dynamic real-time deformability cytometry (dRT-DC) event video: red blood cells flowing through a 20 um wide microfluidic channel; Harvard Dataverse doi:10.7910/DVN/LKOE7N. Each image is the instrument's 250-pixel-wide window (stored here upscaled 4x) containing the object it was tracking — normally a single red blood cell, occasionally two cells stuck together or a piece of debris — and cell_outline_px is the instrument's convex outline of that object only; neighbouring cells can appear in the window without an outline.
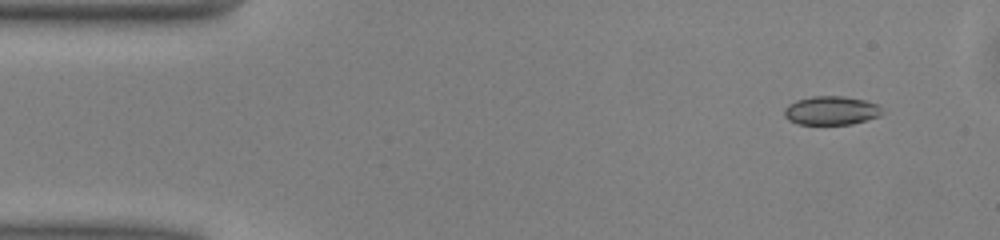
{"species": "common noctule bat (a hibernating species)", "species_latin": "Nyctalus noctula", "temperature_condition": "warm", "stored_images_in_passage": 47, "camera_frame_rate_fps": 3000, "um_per_image_px": 0.085, "animal": {"sex": "male", "body_mass_g": 13.0, "forearm_length_mm": 53.1}, "frame": {"image": 1, "passage_image": 1, "time_ms": 0.0, "image_size_px": [1000, 240], "cell_outline_px": [[880, 116], [852, 124], [796, 124], [788, 120], [784, 116], [784, 108], [788, 104], [796, 100], [812, 96], [844, 96], [864, 100], [880, 104]], "centroid_in_image_um": [70.62, 9.39], "position_along_channel_um": 14.4, "area_um2": 16.47}}
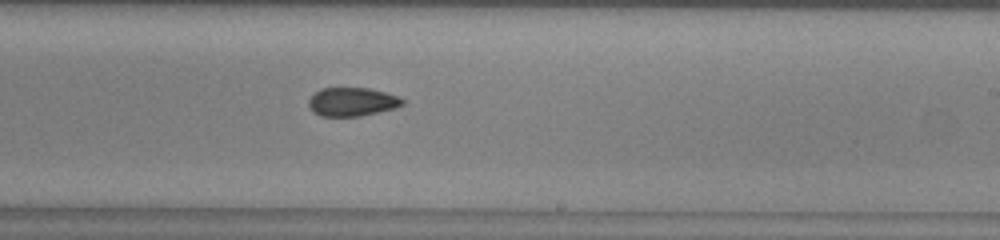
{"frame": {"image": 2, "passage_image": 26, "time_ms": 8.333, "image_size_px": [1000, 240], "cell_outline_px": [[404, 104], [396, 108], [360, 116], [320, 116], [312, 112], [308, 104], [308, 100], [320, 88], [368, 88], [400, 96], [404, 100]], "centroid_in_image_um": [29.93, 8.66], "position_along_channel_um": 259.1, "area_um2": 15.72}}
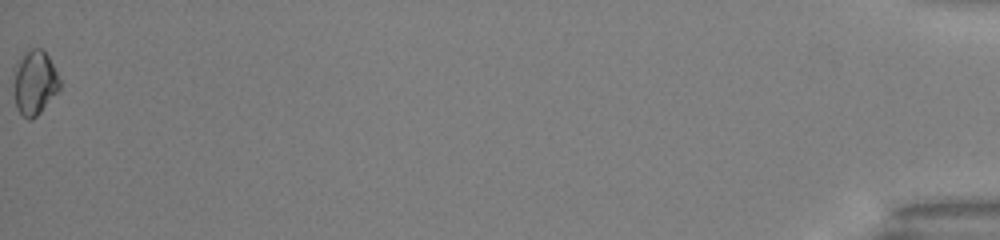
{"frame": {"image": 3, "passage_image": 47, "time_ms": 15.333, "image_size_px": [1000, 240], "cell_outline_px": [[60, 88], [40, 112], [32, 120], [28, 120], [16, 108], [16, 60], [28, 48], [44, 48], [60, 80]], "centroid_in_image_um": [2.97, 6.98], "position_along_channel_um": 432.2, "area_um2": 16.88}, "authors_computed_cell_mechanics": {"area_um2": 16.473, "velocity_mm_per_s": 4.0799, "shape_relaxation_time_tau1_ms": null, "shape_relaxation_time_tau2_ms": 2.2053, "deformation_change_tau1": null, "deformation_change_tau2": 0.0622}}